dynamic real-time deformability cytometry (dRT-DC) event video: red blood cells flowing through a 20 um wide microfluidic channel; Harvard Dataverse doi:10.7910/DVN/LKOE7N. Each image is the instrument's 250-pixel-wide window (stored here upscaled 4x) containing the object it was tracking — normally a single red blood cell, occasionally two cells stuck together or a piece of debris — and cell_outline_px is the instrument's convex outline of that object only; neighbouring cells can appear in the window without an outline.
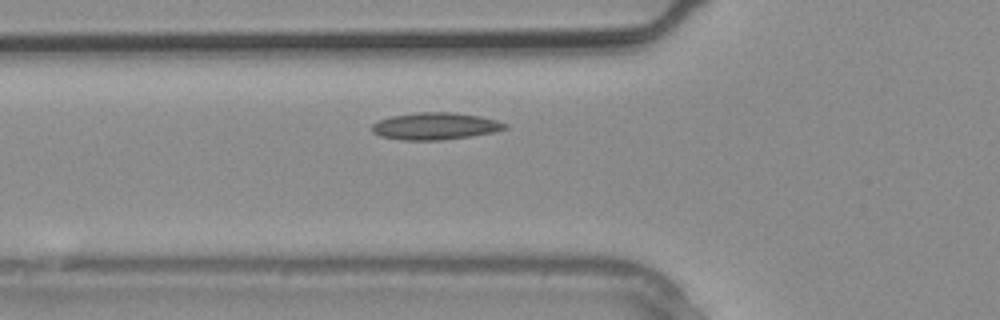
{"species": "common noctule bat (a hibernating species)", "species_latin": "Nyctalus noctula", "temperature_condition": "warm", "stored_images_in_passage": 4, "segment_of_instrument_passage": [1, 2], "camera_frame_rate_fps": 3000, "um_per_image_px": 0.085, "animal": {"sex": "male", "body_mass_g": 20.4}, "frame": {"image": 1, "passage_image": 3, "time_ms": 0.667, "image_size_px": [1000, 320], "cell_outline_px": [[508, 128], [496, 132], [472, 136], [440, 140], [400, 140], [380, 136], [372, 132], [372, 124], [380, 120], [392, 116], [416, 112], [452, 112], [480, 116], [496, 120], [508, 124]], "centroid_in_image_um": [37.02, 10.72], "position_along_channel_um": 88.8, "area_um2": 21.1}}